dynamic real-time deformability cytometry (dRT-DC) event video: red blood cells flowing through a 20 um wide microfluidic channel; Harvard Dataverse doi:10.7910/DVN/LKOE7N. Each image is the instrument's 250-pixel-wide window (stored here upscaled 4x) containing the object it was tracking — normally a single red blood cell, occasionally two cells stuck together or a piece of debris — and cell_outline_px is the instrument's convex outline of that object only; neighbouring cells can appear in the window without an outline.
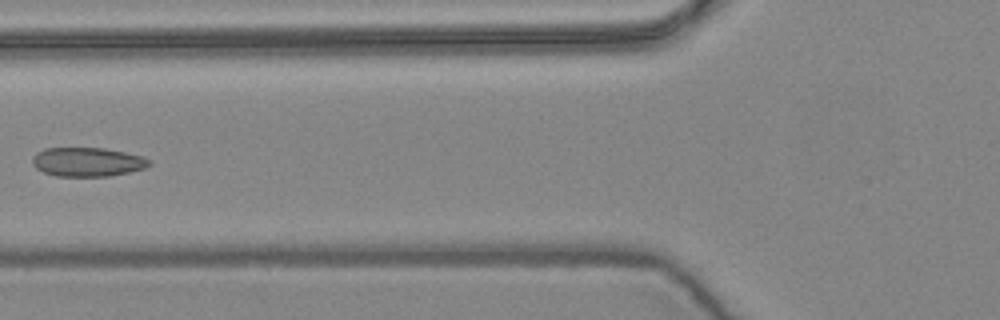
{"species": "common noctule bat (a hibernating species)", "species_latin": "Nyctalus noctula", "temperature_condition": "warm", "stored_images_in_passage": 7, "camera_frame_rate_fps": 3000, "um_per_image_px": 0.085, "animal": {"sex": "female", "body_mass_g": 24.6, "forearm_length_mm": 56.2}, "frame": {"image": 1, "passage_image": 6, "time_ms": 1.667, "image_size_px": [1000, 320], "cell_outline_px": [[152, 164], [144, 168], [128, 172], [108, 176], [56, 176], [44, 172], [36, 168], [32, 164], [32, 156], [36, 152], [44, 148], [104, 148], [144, 156]], "centroid_in_image_um": [7.4, 13.76], "position_along_channel_um": 118.4, "area_um2": 19.77}}
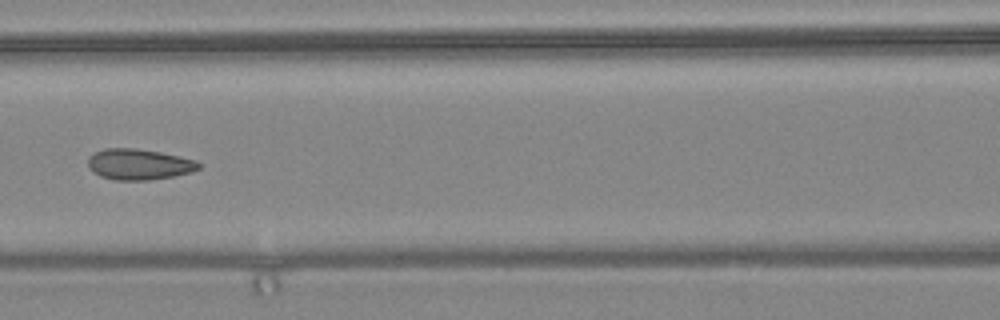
{"frame": {"image": 2, "passage_image": 7, "time_ms": 2.0, "image_size_px": [1000, 320], "cell_outline_px": [[200, 168], [192, 172], [172, 176], [148, 180], [116, 180], [100, 176], [92, 172], [88, 168], [88, 156], [104, 148], [136, 148], [160, 152], [196, 160], [200, 164]], "centroid_in_image_um": [11.78, 13.96], "position_along_channel_um": 154.8, "area_um2": 19.94}}